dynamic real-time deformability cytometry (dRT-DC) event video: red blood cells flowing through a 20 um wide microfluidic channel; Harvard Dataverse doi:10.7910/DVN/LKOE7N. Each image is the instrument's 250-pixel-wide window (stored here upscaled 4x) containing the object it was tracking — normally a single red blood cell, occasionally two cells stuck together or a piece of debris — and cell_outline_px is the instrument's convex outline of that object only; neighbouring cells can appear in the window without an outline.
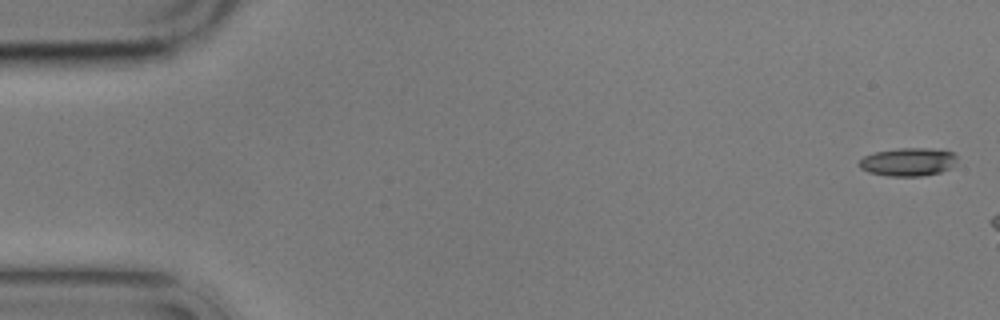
{"species": "common noctule bat (a hibernating species)", "species_latin": "Nyctalus noctula", "temperature_condition": "cold", "stored_images_in_passage": 3, "camera_frame_rate_fps": 3000, "um_per_image_px": 0.085, "animal": {"sex": "male", "body_mass_g": 17.9}, "frame": {"image": 1, "passage_image": 1, "time_ms": 0.0, "image_size_px": [1000, 320], "cell_outline_px": [[956, 160], [948, 168], [940, 172], [920, 176], [888, 176], [868, 172], [860, 168], [856, 164], [864, 156], [876, 152], [900, 148], [932, 148], [952, 152], [956, 156]], "centroid_in_image_um": [77.13, 13.76], "position_along_channel_um": 7.9, "area_um2": 15.95}}